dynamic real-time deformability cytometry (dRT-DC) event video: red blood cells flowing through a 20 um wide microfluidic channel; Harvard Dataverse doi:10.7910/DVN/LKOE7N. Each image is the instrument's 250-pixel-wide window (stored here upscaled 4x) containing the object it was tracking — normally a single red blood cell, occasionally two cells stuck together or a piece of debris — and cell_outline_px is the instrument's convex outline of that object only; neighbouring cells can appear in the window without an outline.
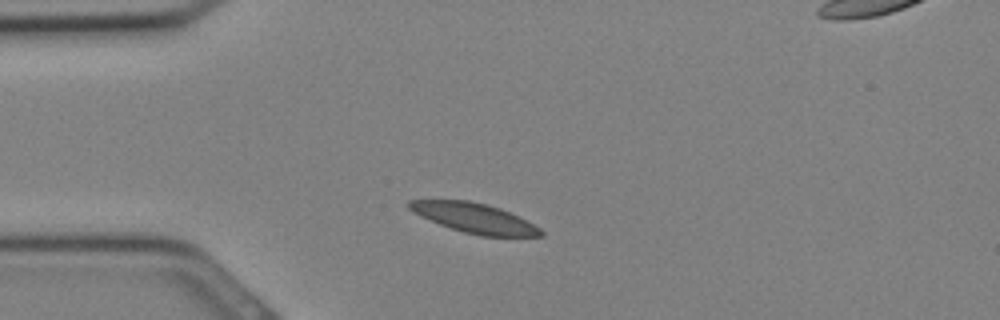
{"species": "Egyptian fruit bat (a non-hibernating species)", "species_latin": "Rousettus aegyptiacus", "temperature_condition": "cold", "stored_images_in_passage": 26, "segment_of_instrument_passage": [1, 2], "camera_frame_rate_fps": 3000, "um_per_image_px": 0.085, "animal": {"sex": "female"}, "frame": {"image": 1, "passage_image": 1, "time_ms": 0.0, "image_size_px": [1000, 320], "cell_outline_px": [[544, 236], [480, 236], [464, 232], [440, 224], [420, 216], [408, 208], [408, 200], [468, 200], [488, 204], [500, 208], [540, 228], [544, 232]], "centroid_in_image_um": [40.3, 18.53], "position_along_channel_um": 44.7, "area_um2": 22.48}}
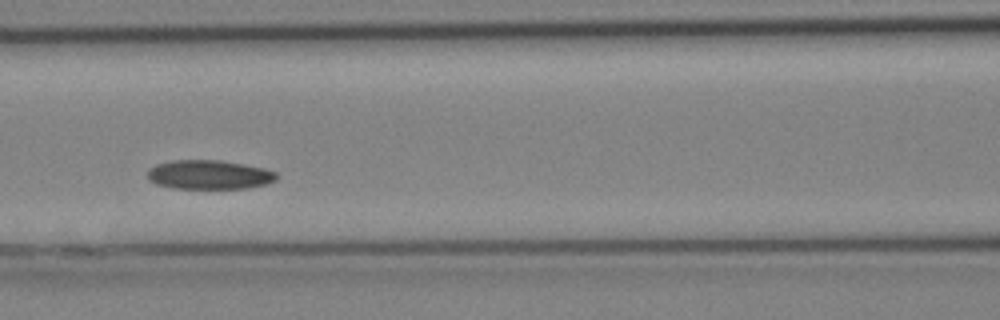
{"frame": {"image": 2, "passage_image": 7, "time_ms": 2.0, "image_size_px": [1000, 320], "cell_outline_px": [[276, 180], [264, 184], [248, 188], [176, 188], [156, 184], [148, 180], [148, 168], [156, 164], [172, 160], [220, 160], [244, 164], [264, 168], [276, 172]], "centroid_in_image_um": [17.75, 14.84], "position_along_channel_um": 148.9, "area_um2": 21.85}}
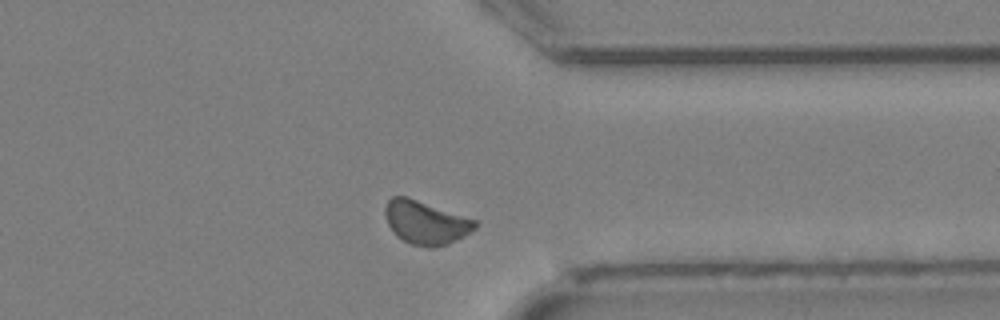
{"frame": {"image": 3, "passage_image": 18, "time_ms": 5.667, "image_size_px": [1000, 320], "cell_outline_px": [[480, 224], [476, 228], [444, 244], [432, 248], [428, 248], [412, 244], [396, 236], [388, 224], [384, 212], [384, 208], [388, 200], [392, 196], [408, 196], [476, 220]], "centroid_in_image_um": [36.14, 18.88], "position_along_channel_um": 375.3, "area_um2": 22.48}}